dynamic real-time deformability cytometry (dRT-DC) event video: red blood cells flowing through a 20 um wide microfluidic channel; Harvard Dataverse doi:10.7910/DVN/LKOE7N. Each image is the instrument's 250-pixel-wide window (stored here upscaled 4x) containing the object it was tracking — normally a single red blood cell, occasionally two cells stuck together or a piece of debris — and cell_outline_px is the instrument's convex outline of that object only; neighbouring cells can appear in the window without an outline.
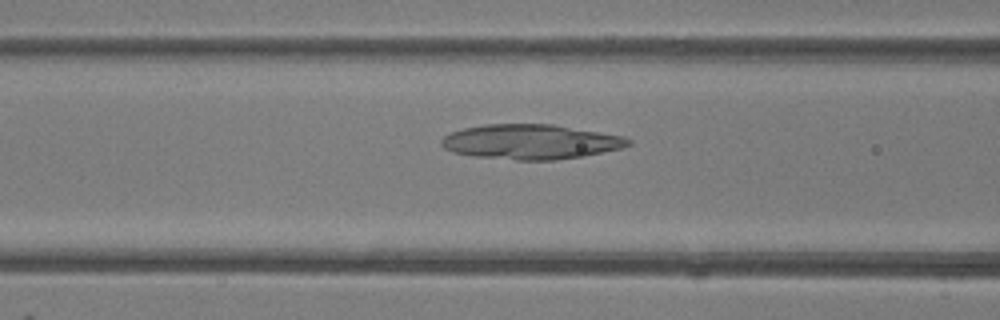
{"species": "common noctule bat (a hibernating species)", "species_latin": "Nyctalus noctula", "temperature_condition": "room temperature", "stored_images_in_passage": 33, "camera_frame_rate_fps": 3000, "um_per_image_px": 0.085, "animal": {"sex": "female"}, "frame": {"image": 1, "passage_image": 9, "time_ms": 2.667, "image_size_px": [1000, 320], "cell_outline_px": [[632, 144], [620, 148], [584, 156], [556, 160], [516, 160], [476, 156], [452, 152], [444, 148], [440, 144], [440, 140], [444, 136], [452, 132], [464, 128], [484, 124], [552, 124], [624, 136], [632, 140]], "centroid_in_image_um": [45.11, 12.05], "position_along_channel_um": 121.5, "area_um2": 37.92}}
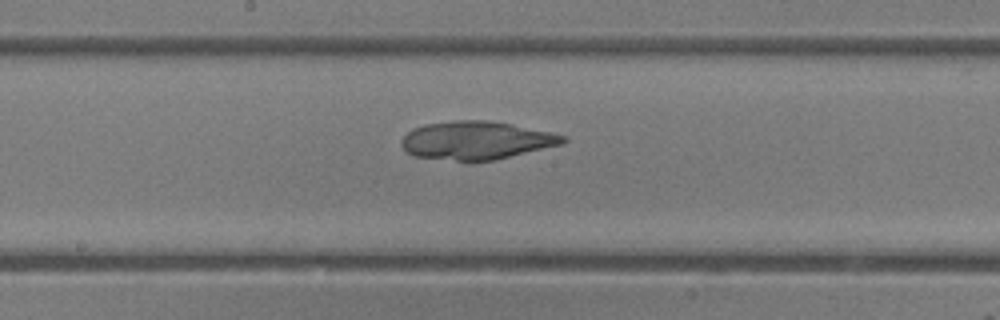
{"frame": {"image": 2, "passage_image": 15, "time_ms": 4.667, "image_size_px": [1000, 320], "cell_outline_px": [[568, 140], [564, 144], [496, 160], [472, 164], [468, 164], [416, 156], [404, 152], [400, 144], [400, 140], [412, 128], [424, 124], [456, 120], [488, 120], [512, 124], [552, 132], [568, 136]], "centroid_in_image_um": [40.49, 11.97], "position_along_channel_um": 207.7, "area_um2": 37.22}}
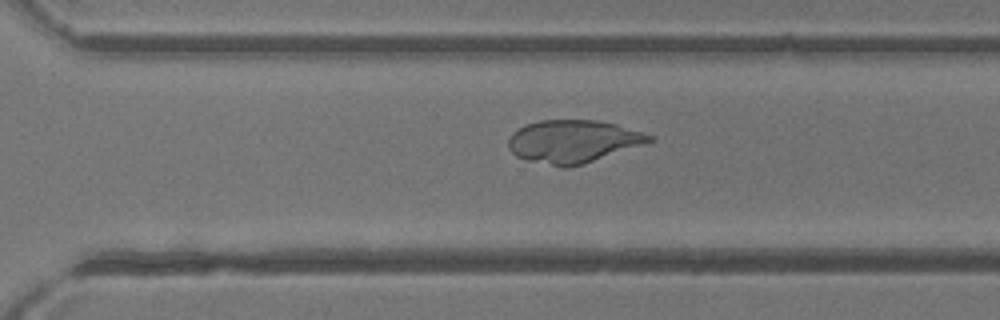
{"frame": {"image": 3, "passage_image": 23, "time_ms": 7.333, "image_size_px": [1000, 320], "cell_outline_px": [[656, 140], [568, 168], [560, 168], [528, 160], [516, 156], [508, 148], [508, 140], [512, 132], [528, 124], [540, 120], [596, 120], [616, 124], [652, 136]], "centroid_in_image_um": [48.66, 12.02], "position_along_channel_um": 321.9, "area_um2": 34.74}}